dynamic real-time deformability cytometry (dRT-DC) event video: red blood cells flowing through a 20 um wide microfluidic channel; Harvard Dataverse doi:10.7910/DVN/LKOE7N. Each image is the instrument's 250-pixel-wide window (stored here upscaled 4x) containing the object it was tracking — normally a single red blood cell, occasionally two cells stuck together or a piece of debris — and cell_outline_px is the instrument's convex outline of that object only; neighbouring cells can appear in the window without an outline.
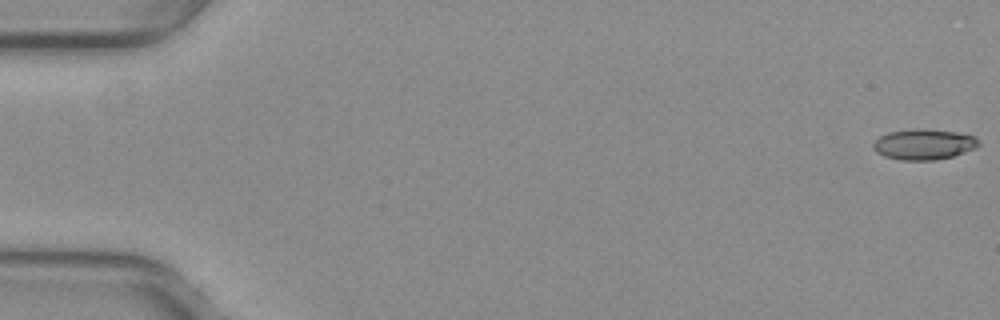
{"species": "common noctule bat (a hibernating species)", "species_latin": "Nyctalus noctula", "temperature_condition": "warm", "stored_images_in_passage": 53, "camera_frame_rate_fps": 3000, "um_per_image_px": 0.085, "animal": {"sex": "female", "body_mass_g": 29.2, "forearm_length_mm": 56.3}, "frame": {"image": 1, "passage_image": 1, "time_ms": 0.0, "image_size_px": [1000, 320], "cell_outline_px": [[980, 144], [976, 148], [952, 156], [932, 160], [900, 160], [884, 156], [876, 152], [872, 148], [872, 144], [880, 136], [888, 132], [912, 128], [924, 128], [956, 132], [976, 136], [980, 140]], "centroid_in_image_um": [78.52, 12.25], "position_along_channel_um": 6.5, "area_um2": 19.02}}
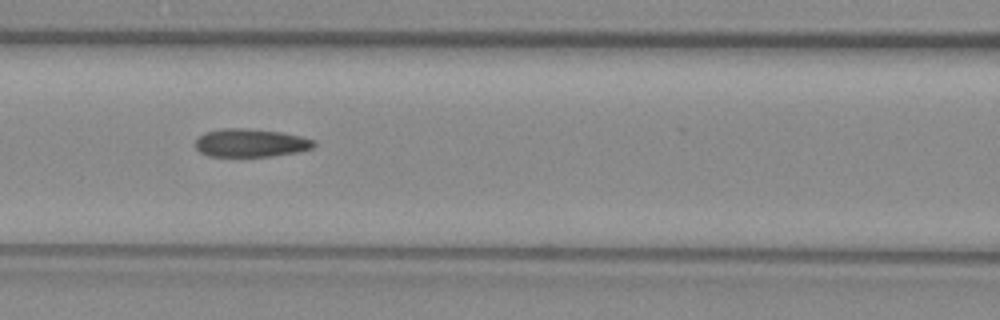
{"frame": {"image": 2, "passage_image": 24, "time_ms": 7.667, "image_size_px": [1000, 320], "cell_outline_px": [[316, 144], [312, 148], [300, 152], [272, 156], [208, 156], [200, 152], [196, 148], [196, 140], [204, 132], [224, 128], [248, 128], [280, 132], [300, 136], [316, 140]], "centroid_in_image_um": [21.33, 12.14], "position_along_channel_um": 145.3, "area_um2": 19.54}}
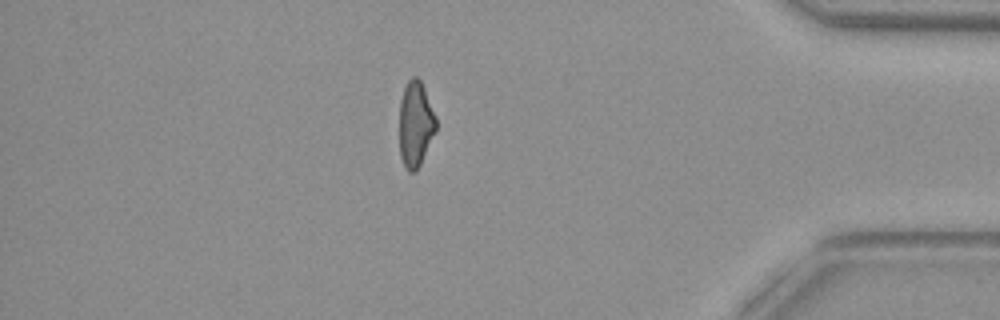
{"frame": {"image": 3, "passage_image": 46, "time_ms": 15.0, "image_size_px": [1000, 320], "cell_outline_px": [[436, 128], [420, 164], [416, 172], [408, 172], [404, 168], [400, 156], [400, 100], [404, 88], [408, 80], [412, 76], [416, 76], [420, 80], [424, 88], [436, 116]], "centroid_in_image_um": [35.3, 10.55], "position_along_channel_um": 399.9, "area_um2": 18.15}, "authors_computed_cell_mechanics": {"area_um2": 19.1896, "velocity_mm_per_s": 3.9864, "shape_relaxation_time_tau1_ms": null, "shape_relaxation_time_tau2_ms": 2.7389, "deformation_change_tau1": null, "deformation_change_tau2": 0.1195}}